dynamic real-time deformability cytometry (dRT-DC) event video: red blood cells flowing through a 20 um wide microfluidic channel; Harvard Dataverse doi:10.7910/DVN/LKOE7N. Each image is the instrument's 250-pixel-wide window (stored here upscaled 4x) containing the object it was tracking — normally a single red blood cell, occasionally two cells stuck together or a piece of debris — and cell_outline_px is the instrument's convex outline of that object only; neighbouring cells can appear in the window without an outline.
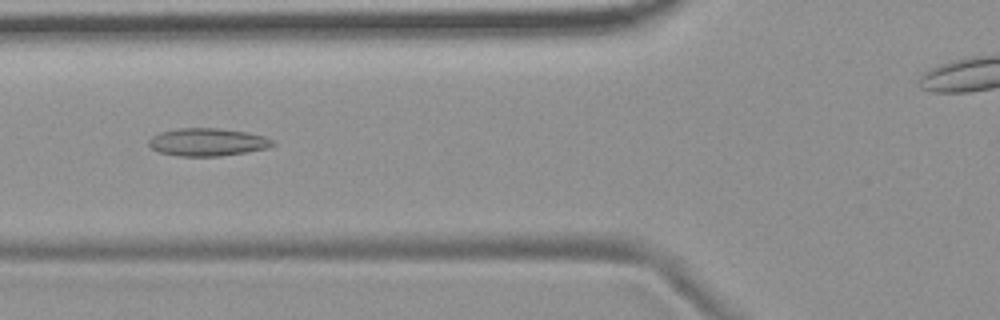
{"species": "common noctule bat (a hibernating species)", "species_latin": "Nyctalus noctula", "temperature_condition": "room temperature", "stored_images_in_passage": 49, "camera_frame_rate_fps": 3000, "um_per_image_px": 0.085, "animal": {"sex": "female", "body_mass_g": 19.9}, "frame": {"image": 1, "passage_image": 21, "time_ms": 6.667, "image_size_px": [1000, 320], "cell_outline_px": [[276, 144], [268, 148], [248, 152], [220, 156], [180, 156], [160, 152], [152, 148], [148, 144], [148, 140], [152, 136], [160, 132], [180, 128], [220, 128], [244, 132], [264, 136], [276, 140]], "centroid_in_image_um": [17.68, 12.08], "position_along_channel_um": 108.1, "area_um2": 20.11}}
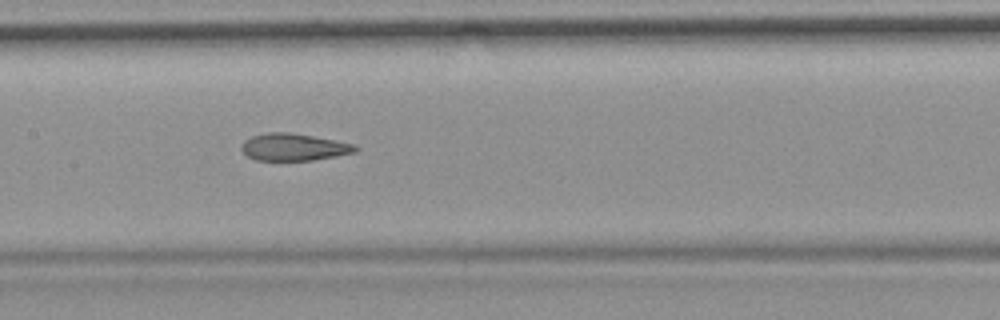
{"frame": {"image": 2, "passage_image": 27, "time_ms": 8.667, "image_size_px": [1000, 320], "cell_outline_px": [[360, 148], [356, 152], [336, 156], [312, 160], [256, 160], [248, 156], [240, 148], [244, 140], [252, 136], [268, 132], [288, 132], [312, 136], [352, 144]], "centroid_in_image_um": [24.95, 12.5], "position_along_channel_um": 182.5, "area_um2": 17.8}}
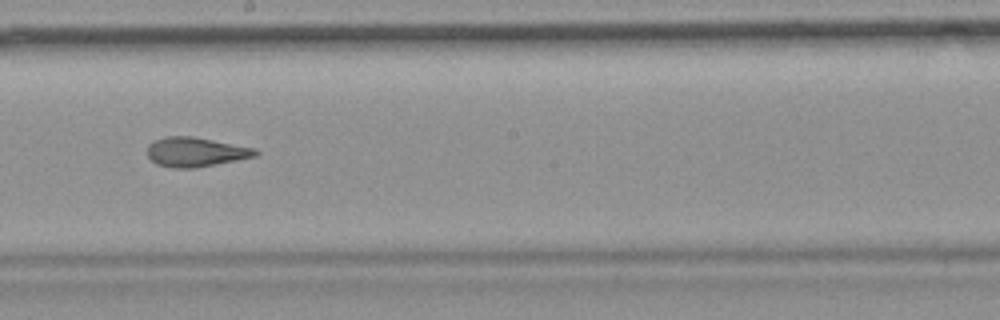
{"frame": {"image": 3, "passage_image": 31, "time_ms": 10.0, "image_size_px": [1000, 320], "cell_outline_px": [[260, 152], [256, 156], [196, 168], [172, 168], [156, 164], [148, 156], [148, 144], [164, 136], [192, 136], [256, 148]], "centroid_in_image_um": [16.63, 12.92], "position_along_channel_um": 231.6, "area_um2": 18.55}}